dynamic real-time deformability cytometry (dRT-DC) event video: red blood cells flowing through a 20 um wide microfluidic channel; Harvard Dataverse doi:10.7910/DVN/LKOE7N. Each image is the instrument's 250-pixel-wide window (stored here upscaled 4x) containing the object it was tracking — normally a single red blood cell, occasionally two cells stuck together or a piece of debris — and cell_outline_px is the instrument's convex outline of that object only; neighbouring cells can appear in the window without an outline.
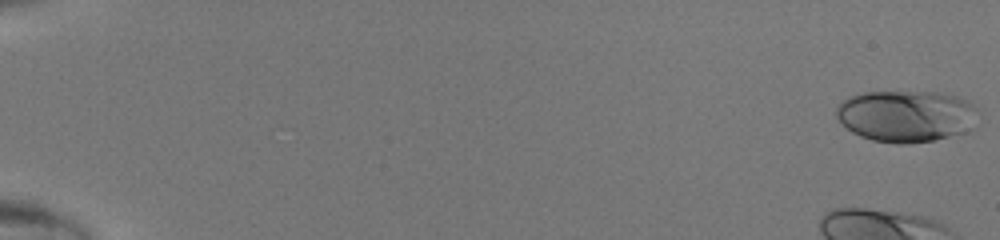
{"species": "human", "species_latin": "Homo sapiens", "temperature_condition": "room temperature", "stored_images_in_passage": 48, "camera_frame_rate_fps": 3000, "um_per_image_px": 0.085, "donor": {"sex": "male"}, "frame": {"image": 1, "passage_image": 1, "time_ms": 0.0, "image_size_px": [1000, 240], "cell_outline_px": [[980, 112], [976, 128], [968, 132], [932, 140], [908, 144], [896, 144], [872, 140], [860, 136], [852, 132], [836, 116], [836, 108], [848, 96], [864, 92], [936, 92], [956, 96], [968, 100]], "centroid_in_image_um": [77.11, 9.87], "position_along_channel_um": 7.9, "area_um2": 43.29}}